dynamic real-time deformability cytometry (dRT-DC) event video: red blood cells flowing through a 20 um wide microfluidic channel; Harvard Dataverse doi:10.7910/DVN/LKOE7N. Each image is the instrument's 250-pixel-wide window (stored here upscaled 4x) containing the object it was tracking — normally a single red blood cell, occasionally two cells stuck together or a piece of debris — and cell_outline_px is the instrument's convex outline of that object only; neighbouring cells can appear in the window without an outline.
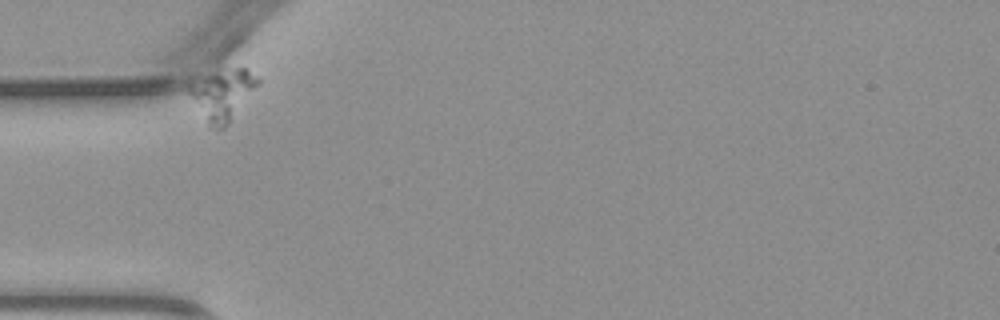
{"species": "common noctule bat (a hibernating species)", "species_latin": "Nyctalus noctula", "temperature_condition": "warm", "stored_images_in_passage": 2, "camera_frame_rate_fps": 3000, "um_per_image_px": 0.085, "animal": {"sex": "male", "body_mass_g": 23.1, "forearm_length_mm": 52.7}, "frame": {"image": 1, "passage_image": 1, "time_ms": 0.0, "image_size_px": [1000, 320], "cell_outline_px": [[260, 84], [228, 124], [224, 128], [208, 128], [188, 92], [188, 84], [192, 80], [216, 68], [244, 68], [256, 76], [260, 80]], "centroid_in_image_um": [18.88, 8.01], "position_along_channel_um": 66.1, "area_um2": 20.92}}